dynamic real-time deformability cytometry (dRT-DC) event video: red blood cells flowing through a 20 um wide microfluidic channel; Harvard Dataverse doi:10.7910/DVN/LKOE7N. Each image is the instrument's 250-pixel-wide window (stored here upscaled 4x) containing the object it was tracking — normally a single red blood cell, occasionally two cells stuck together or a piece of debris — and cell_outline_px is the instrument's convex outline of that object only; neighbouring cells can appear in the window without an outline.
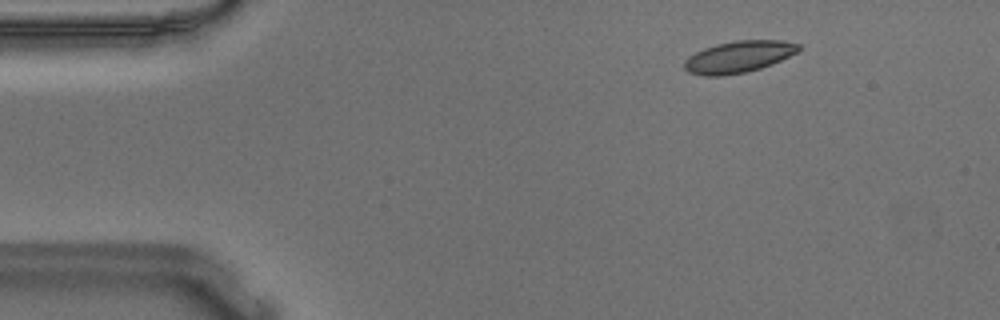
{"species": "Egyptian fruit bat (a non-hibernating species)", "species_latin": "Rousettus aegyptiacus", "temperature_condition": "warm", "stored_images_in_passage": 50, "camera_frame_rate_fps": 3000, "um_per_image_px": 0.085, "animal": {"sex": "male"}, "frame": {"image": 1, "passage_image": 2, "time_ms": 0.333, "image_size_px": [1000, 320], "cell_outline_px": [[800, 48], [796, 52], [772, 64], [760, 68], [744, 72], [724, 76], [704, 76], [688, 72], [684, 68], [684, 60], [688, 56], [704, 48], [716, 44], [736, 40], [784, 40], [800, 44]], "centroid_in_image_um": [62.75, 4.82], "position_along_channel_um": 22.2, "area_um2": 21.1}}
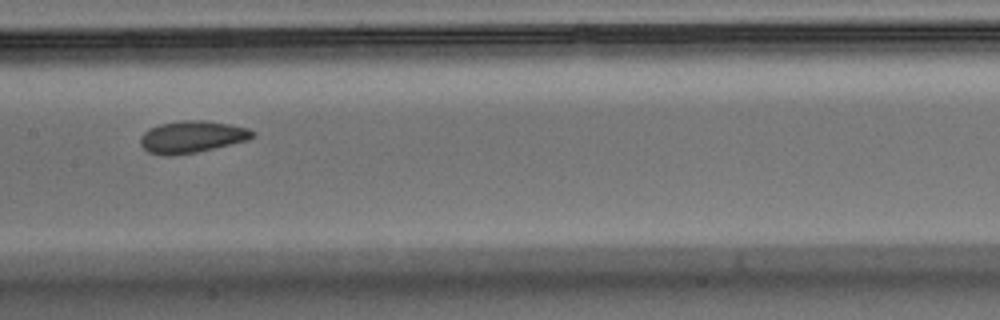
{"frame": {"image": 2, "passage_image": 22, "time_ms": 7.0, "image_size_px": [1000, 320], "cell_outline_px": [[256, 136], [248, 140], [196, 152], [172, 156], [164, 156], [148, 152], [140, 144], [140, 136], [148, 128], [160, 124], [180, 120], [204, 120], [228, 124], [248, 128], [256, 132]], "centroid_in_image_um": [16.3, 11.63], "position_along_channel_um": 191.1, "area_um2": 21.04}}
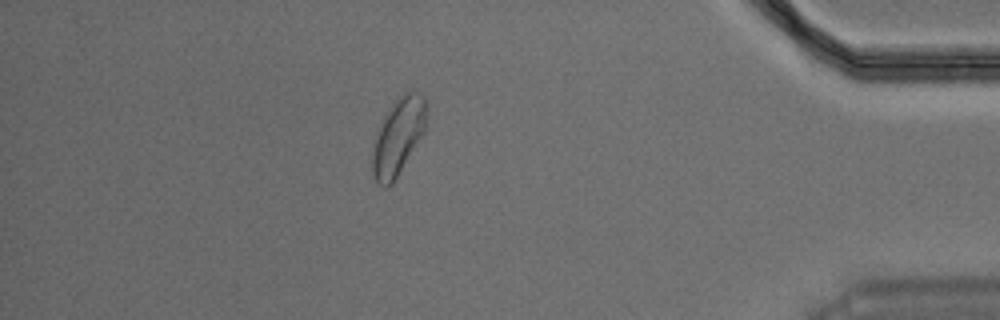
{"frame": {"image": 3, "passage_image": 43, "time_ms": 14.0, "image_size_px": [1000, 320], "cell_outline_px": [[424, 132], [392, 184], [388, 188], [384, 188], [372, 176], [372, 144], [376, 132], [384, 116], [392, 104], [408, 88], [420, 92], [424, 96]], "centroid_in_image_um": [33.79, 11.61], "position_along_channel_um": 401.4, "area_um2": 23.99}, "authors_computed_cell_mechanics": {"area_um2": 21.0103, "velocity_mm_per_s": 3.6161, "shape_relaxation_time_tau1_ms": 5.0886, "shape_relaxation_time_tau2_ms": 1.634, "deformation_change_tau1": 0.1066, "deformation_change_tau2": 0.0504}}